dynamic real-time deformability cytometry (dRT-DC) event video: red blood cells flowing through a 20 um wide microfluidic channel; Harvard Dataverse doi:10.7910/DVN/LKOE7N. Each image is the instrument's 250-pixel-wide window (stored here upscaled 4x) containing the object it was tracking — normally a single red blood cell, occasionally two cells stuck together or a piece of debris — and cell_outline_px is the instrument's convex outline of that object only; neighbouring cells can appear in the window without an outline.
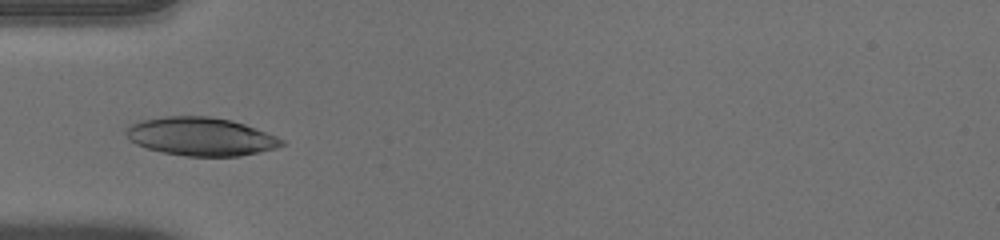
{"species": "human", "species_latin": "Homo sapiens", "temperature_condition": "warm", "stored_images_in_passage": 35, "camera_frame_rate_fps": 3000, "um_per_image_px": 0.085, "donor": {"sex": "male"}, "frame": {"image": 1, "passage_image": 1, "time_ms": 0.0, "image_size_px": [1000, 240], "cell_outline_px": [[284, 144], [276, 148], [240, 156], [184, 156], [160, 152], [136, 144], [128, 140], [124, 132], [124, 128], [140, 120], [164, 116], [208, 116], [232, 120], [256, 128], [276, 136], [284, 140]], "centroid_in_image_um": [17.02, 11.6], "position_along_channel_um": 68.0, "area_um2": 34.91}}
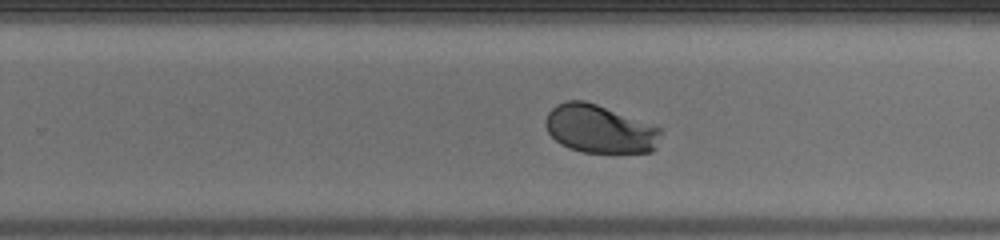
{"frame": {"image": 2, "passage_image": 17, "time_ms": 5.333, "image_size_px": [1000, 240], "cell_outline_px": [[664, 128], [656, 148], [652, 152], [584, 152], [568, 148], [560, 144], [548, 132], [544, 124], [544, 120], [548, 112], [556, 104], [564, 100], [584, 100], [596, 104]], "centroid_in_image_um": [50.98, 10.95], "position_along_channel_um": 278.8, "area_um2": 32.66}}
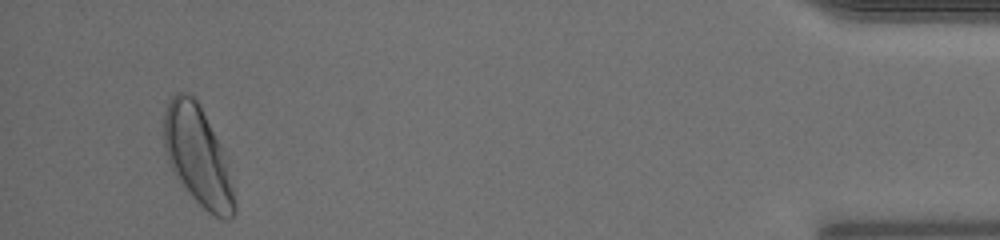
{"frame": {"image": 3, "passage_image": 33, "time_ms": 10.667, "image_size_px": [1000, 240], "cell_outline_px": [[236, 212], [228, 220], [224, 220], [208, 212], [188, 192], [176, 176], [168, 160], [164, 148], [164, 112], [172, 96], [176, 92], [188, 92], [196, 96], [220, 144], [232, 188], [236, 204]], "centroid_in_image_um": [16.79, 13.22], "position_along_channel_um": 418.4, "area_um2": 40.11}, "authors_computed_cell_mechanics": {"area_um2": 34.0442, "velocity_mm_per_s": 3.9685, "shape_relaxation_time_tau1_ms": 3.5295, "shape_relaxation_time_tau2_ms": null, "deformation_change_tau1": 0.1806, "deformation_change_tau2": null}}